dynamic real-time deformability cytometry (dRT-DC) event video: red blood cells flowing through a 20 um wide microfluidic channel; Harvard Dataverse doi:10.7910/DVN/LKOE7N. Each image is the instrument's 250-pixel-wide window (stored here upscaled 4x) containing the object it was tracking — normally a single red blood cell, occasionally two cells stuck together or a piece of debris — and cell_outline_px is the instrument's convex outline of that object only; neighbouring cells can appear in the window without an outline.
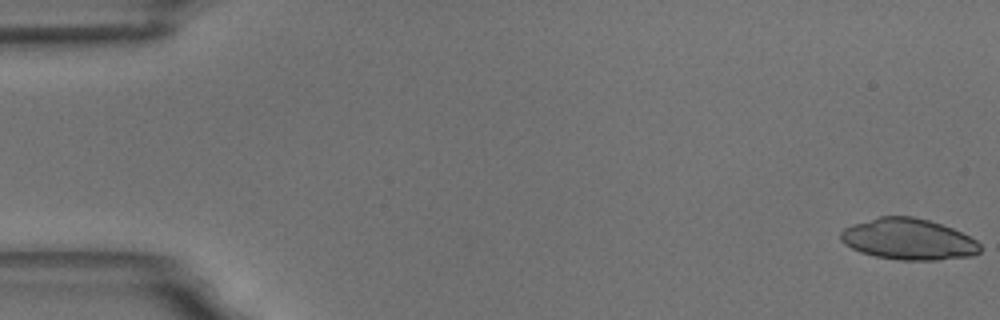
{"species": "common noctule bat (a hibernating species)", "species_latin": "Nyctalus noctula", "temperature_condition": "room temperature", "stored_images_in_passage": 58, "camera_frame_rate_fps": 3000, "um_per_image_px": 0.085, "animal": {"sex": "male", "body_mass_g": 18.8}, "frame": {"image": 1, "passage_image": 1, "time_ms": 0.0, "image_size_px": [1000, 320], "cell_outline_px": [[980, 252], [972, 256], [936, 260], [900, 260], [876, 256], [860, 252], [844, 244], [840, 240], [840, 232], [844, 228], [852, 224], [880, 216], [912, 216], [928, 220], [952, 228], [976, 240], [980, 244]], "centroid_in_image_um": [77.19, 20.33], "position_along_channel_um": 7.8, "area_um2": 33.41}}